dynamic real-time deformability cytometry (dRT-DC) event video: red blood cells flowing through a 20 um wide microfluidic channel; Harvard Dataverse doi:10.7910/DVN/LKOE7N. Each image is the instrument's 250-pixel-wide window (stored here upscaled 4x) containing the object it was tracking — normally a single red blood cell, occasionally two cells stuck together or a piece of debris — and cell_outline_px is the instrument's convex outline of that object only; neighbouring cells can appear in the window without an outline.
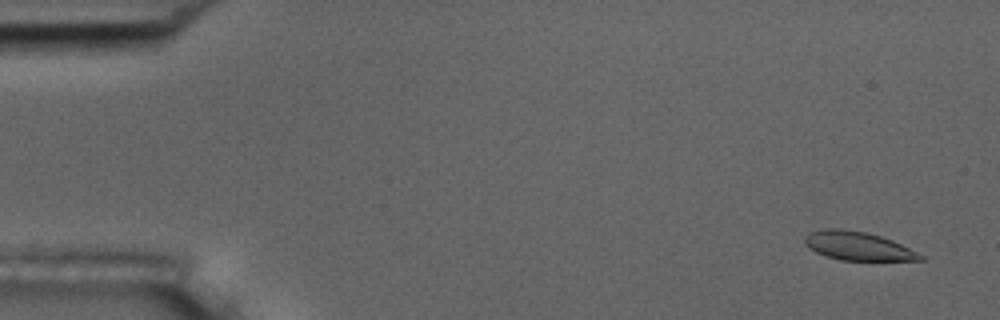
{"species": "common noctule bat (a hibernating species)", "species_latin": "Nyctalus noctula", "temperature_condition": "room temperature", "stored_images_in_passage": 6, "segment_of_instrument_passage": [2, 2], "camera_frame_rate_fps": 3000, "um_per_image_px": 0.085, "animal": {"sex": "male", "body_mass_g": 17.5, "forearm_length_mm": 52.3}, "frame": {"image": 1, "passage_image": 6, "time_ms": 6.667, "image_size_px": [1000, 320], "cell_outline_px": [[924, 260], [840, 260], [816, 252], [804, 244], [804, 236], [812, 232], [824, 228], [840, 228], [868, 232], [892, 240], [924, 256]], "centroid_in_image_um": [72.89, 20.9], "position_along_channel_um": 12.1, "area_um2": 19.07}}